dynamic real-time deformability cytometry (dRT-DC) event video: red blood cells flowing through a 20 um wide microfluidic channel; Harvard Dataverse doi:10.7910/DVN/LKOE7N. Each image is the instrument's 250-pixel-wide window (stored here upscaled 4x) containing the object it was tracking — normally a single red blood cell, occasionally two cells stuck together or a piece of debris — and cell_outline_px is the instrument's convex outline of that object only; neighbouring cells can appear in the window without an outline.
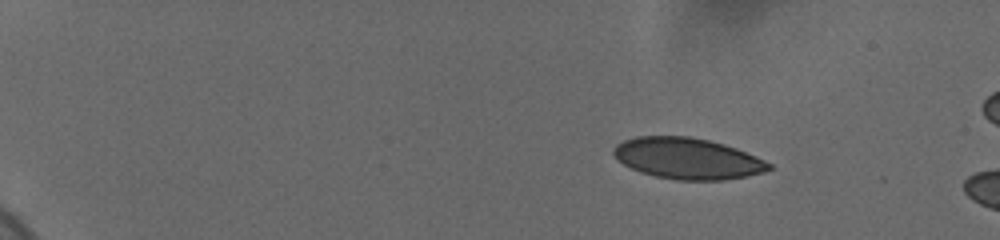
{"species": "human", "species_latin": "Homo sapiens", "temperature_condition": "cold", "stored_images_in_passage": 10, "camera_frame_rate_fps": 3000, "um_per_image_px": 0.085, "donor": {"sex": "female"}, "frame": {"image": 1, "passage_image": 1, "time_ms": 0.0, "image_size_px": [1000, 240], "cell_outline_px": [[772, 168], [764, 172], [748, 176], [724, 180], [676, 180], [656, 176], [640, 172], [624, 164], [612, 152], [612, 148], [616, 144], [624, 140], [636, 136], [688, 136], [708, 140], [724, 144], [736, 148], [756, 156], [772, 164]], "centroid_in_image_um": [58.45, 13.47], "position_along_channel_um": 26.5, "area_um2": 37.22}}